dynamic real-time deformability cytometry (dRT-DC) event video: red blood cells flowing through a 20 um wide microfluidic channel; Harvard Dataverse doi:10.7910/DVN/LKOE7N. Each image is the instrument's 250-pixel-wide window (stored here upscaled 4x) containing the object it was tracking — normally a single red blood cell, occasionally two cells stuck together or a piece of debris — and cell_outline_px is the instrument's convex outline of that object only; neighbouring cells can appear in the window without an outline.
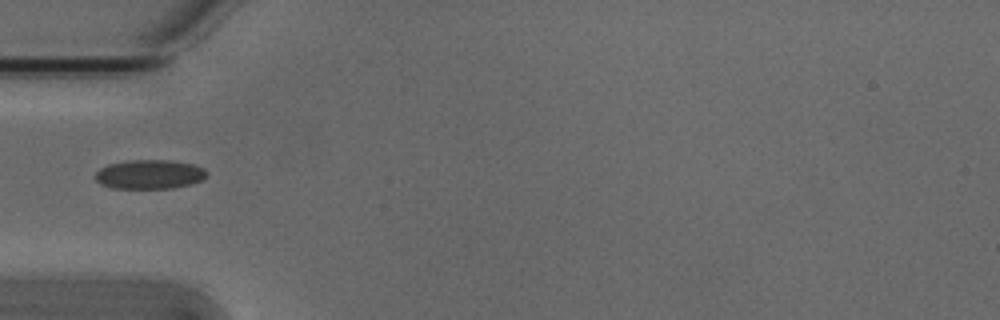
{"species": "Egyptian fruit bat (a non-hibernating species)", "species_latin": "Rousettus aegyptiacus", "temperature_condition": "cold", "stored_images_in_passage": 1, "camera_frame_rate_fps": 3000, "um_per_image_px": 0.085, "animal": {"sex": "male"}, "frame": {"image": 1, "passage_image": 1, "time_ms": 0.0, "image_size_px": [1000, 320], "cell_outline_px": [[208, 176], [204, 180], [192, 184], [172, 188], [112, 188], [100, 184], [96, 180], [96, 172], [100, 168], [108, 164], [128, 160], [172, 160], [192, 164], [204, 168], [208, 172]], "centroid_in_image_um": [12.75, 14.82], "position_along_channel_um": 72.2, "area_um2": 19.19}}